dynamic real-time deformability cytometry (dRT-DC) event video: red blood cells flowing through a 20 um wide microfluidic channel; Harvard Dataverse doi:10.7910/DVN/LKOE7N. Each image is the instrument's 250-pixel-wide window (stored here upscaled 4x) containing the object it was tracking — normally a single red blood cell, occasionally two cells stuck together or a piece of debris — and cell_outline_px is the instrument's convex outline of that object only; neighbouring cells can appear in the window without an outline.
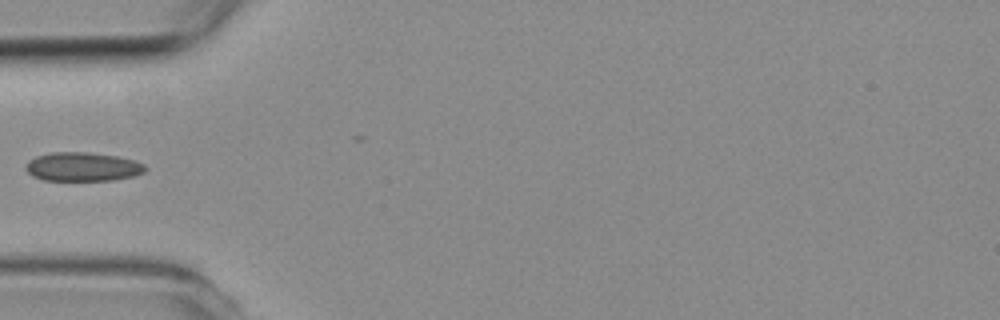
{"species": "common noctule bat (a hibernating species)", "species_latin": "Nyctalus noctula", "temperature_condition": "room temperature", "stored_images_in_passage": 3, "camera_frame_rate_fps": 3000, "um_per_image_px": 0.085, "animal": {"sex": "female", "body_mass_g": 19.3, "forearm_length_mm": 54.1}, "frame": {"image": 1, "passage_image": 2, "time_ms": 1.333, "image_size_px": [1000, 320], "cell_outline_px": [[148, 168], [144, 172], [132, 176], [112, 180], [44, 180], [32, 176], [24, 168], [24, 164], [28, 160], [36, 156], [52, 152], [88, 152], [116, 156], [136, 160], [144, 164]], "centroid_in_image_um": [7.0, 14.17], "position_along_channel_um": 78.0, "area_um2": 20.23}}
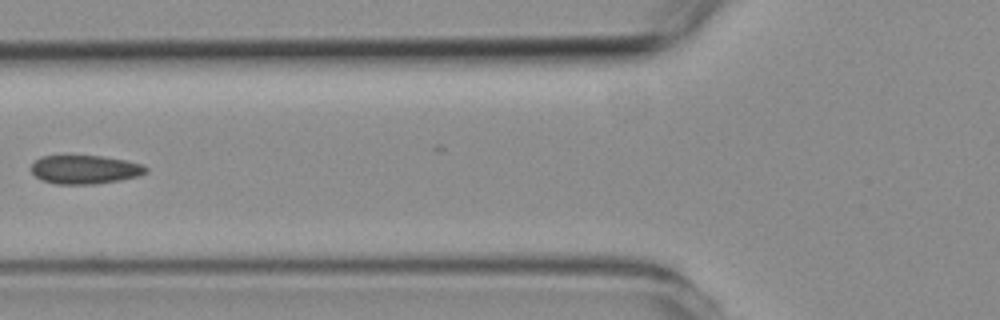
{"frame": {"image": 2, "passage_image": 3, "time_ms": 2.333, "image_size_px": [1000, 320], "cell_outline_px": [[148, 172], [136, 176], [120, 180], [96, 184], [56, 184], [40, 180], [32, 172], [32, 164], [40, 156], [100, 156], [124, 160], [144, 164], [148, 168]], "centroid_in_image_um": [7.22, 14.41], "position_along_channel_um": 118.6, "area_um2": 19.13}}